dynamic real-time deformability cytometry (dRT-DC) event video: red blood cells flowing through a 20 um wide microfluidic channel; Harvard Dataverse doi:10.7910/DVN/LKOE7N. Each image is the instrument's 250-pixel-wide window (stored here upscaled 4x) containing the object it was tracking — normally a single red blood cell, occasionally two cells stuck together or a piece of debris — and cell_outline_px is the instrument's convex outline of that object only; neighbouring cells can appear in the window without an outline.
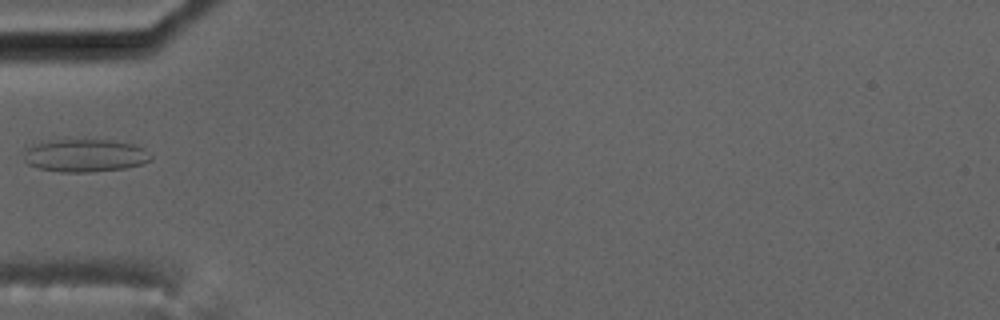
{"species": "common noctule bat (a hibernating species)", "species_latin": "Nyctalus noctula", "temperature_condition": "cold", "stored_images_in_passage": 2, "camera_frame_rate_fps": 3000, "um_per_image_px": 0.085, "animal": {"sex": "male", "body_mass_g": 17.5, "forearm_length_mm": 52.3}, "frame": {"image": 1, "passage_image": 2, "time_ms": 1.0, "image_size_px": [1000, 320], "cell_outline_px": [[152, 160], [140, 164], [124, 168], [92, 172], [60, 172], [40, 168], [28, 164], [24, 160], [24, 148], [40, 140], [108, 140], [132, 144], [144, 148], [152, 156]], "centroid_in_image_um": [7.17, 13.21], "position_along_channel_um": 77.8, "area_um2": 24.45}}